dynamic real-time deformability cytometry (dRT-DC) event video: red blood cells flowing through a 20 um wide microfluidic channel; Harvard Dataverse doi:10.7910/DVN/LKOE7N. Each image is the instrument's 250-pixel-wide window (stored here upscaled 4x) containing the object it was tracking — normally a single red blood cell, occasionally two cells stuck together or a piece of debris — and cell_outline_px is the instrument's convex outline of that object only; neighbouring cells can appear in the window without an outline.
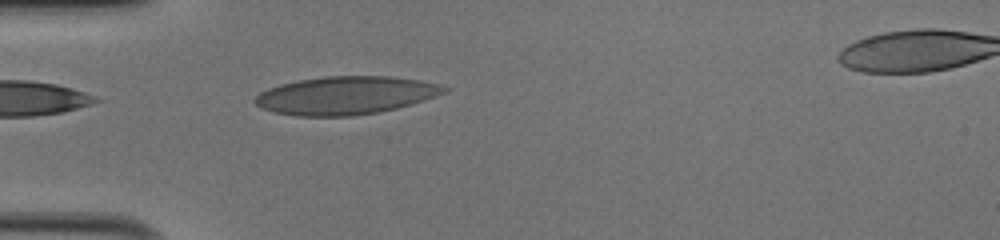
{"species": "human", "species_latin": "Homo sapiens", "temperature_condition": "cold", "stored_images_in_passage": 29, "camera_frame_rate_fps": 3000, "um_per_image_px": 0.085, "donor": {"sex": "male"}, "frame": {"image": 1, "passage_image": 1, "time_ms": 0.0, "image_size_px": [1000, 240], "cell_outline_px": [[448, 92], [424, 100], [396, 108], [380, 112], [352, 116], [296, 116], [272, 112], [256, 104], [252, 100], [260, 92], [268, 88], [280, 84], [300, 80], [324, 76], [388, 76], [420, 80], [436, 84], [448, 88]], "centroid_in_image_um": [29.36, 8.11], "position_along_channel_um": 55.6, "area_um2": 41.91}}
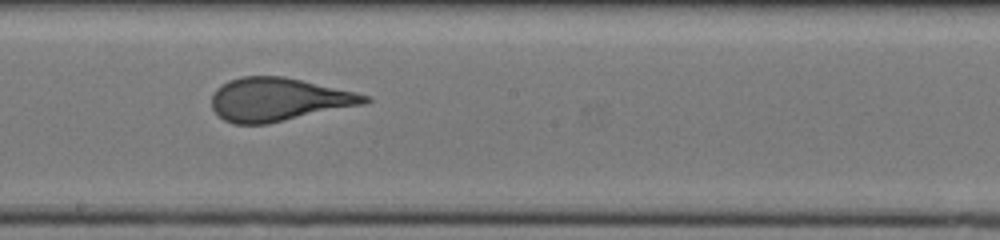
{"frame": {"image": 2, "passage_image": 14, "time_ms": 4.333, "image_size_px": [1000, 240], "cell_outline_px": [[372, 100], [364, 104], [268, 124], [232, 124], [224, 120], [212, 108], [212, 92], [216, 88], [228, 80], [240, 76], [284, 76], [352, 92], [368, 96]], "centroid_in_image_um": [23.6, 8.46], "position_along_channel_um": 224.6, "area_um2": 38.38}}
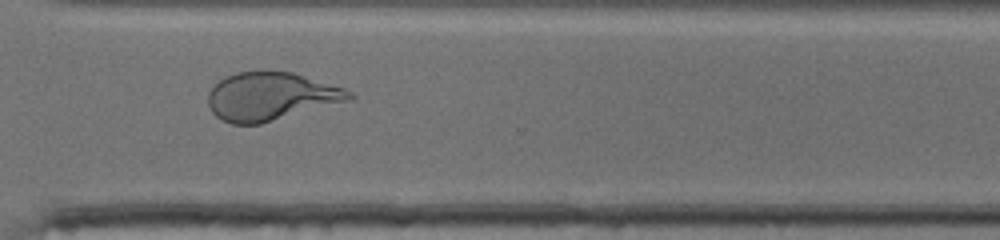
{"frame": {"image": 3, "passage_image": 23, "time_ms": 7.333, "image_size_px": [1000, 240], "cell_outline_px": [[356, 96], [352, 100], [260, 124], [232, 124], [216, 116], [212, 112], [208, 104], [208, 92], [220, 80], [236, 72], [292, 72], [344, 88], [352, 92]], "centroid_in_image_um": [23.05, 8.21], "position_along_channel_um": 347.6, "area_um2": 39.3}, "authors_computed_cell_mechanics": {"area_um2": 39.304, "velocity_mm_per_s": 4.0963, "shape_relaxation_time_tau1_ms": 6.0111, "shape_relaxation_time_tau2_ms": null, "deformation_change_tau1": 0.2275, "deformation_change_tau2": null}}